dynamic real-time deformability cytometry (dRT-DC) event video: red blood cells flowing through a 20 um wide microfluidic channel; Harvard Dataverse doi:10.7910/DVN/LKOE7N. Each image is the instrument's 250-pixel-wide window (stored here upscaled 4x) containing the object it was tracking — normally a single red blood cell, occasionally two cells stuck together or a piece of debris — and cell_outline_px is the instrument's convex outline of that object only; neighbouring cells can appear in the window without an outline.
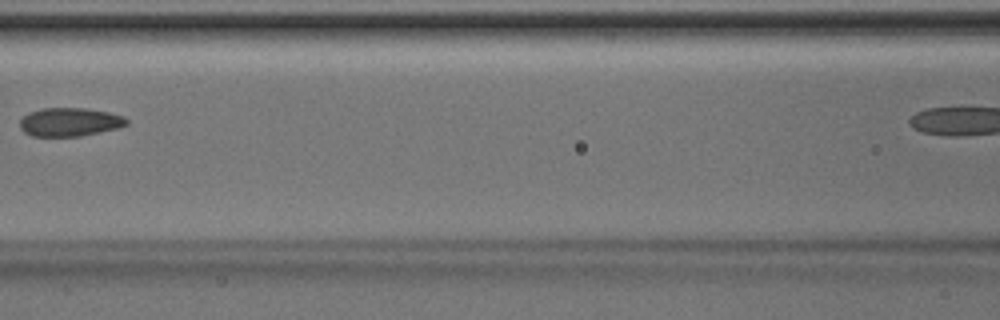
{"species": "Egyptian fruit bat (a non-hibernating species)", "species_latin": "Rousettus aegyptiacus", "temperature_condition": "room temperature", "stored_images_in_passage": 6, "camera_frame_rate_fps": 3000, "um_per_image_px": 0.085, "animal": {"sex": "male"}, "frame": {"image": 1, "passage_image": 5, "time_ms": 1.333, "image_size_px": [1000, 320], "cell_outline_px": [[128, 124], [116, 128], [100, 132], [80, 136], [32, 136], [24, 132], [20, 128], [20, 120], [28, 112], [44, 108], [84, 108], [108, 112], [124, 116], [128, 120]], "centroid_in_image_um": [5.91, 10.37], "position_along_channel_um": 160.7, "area_um2": 17.69}}